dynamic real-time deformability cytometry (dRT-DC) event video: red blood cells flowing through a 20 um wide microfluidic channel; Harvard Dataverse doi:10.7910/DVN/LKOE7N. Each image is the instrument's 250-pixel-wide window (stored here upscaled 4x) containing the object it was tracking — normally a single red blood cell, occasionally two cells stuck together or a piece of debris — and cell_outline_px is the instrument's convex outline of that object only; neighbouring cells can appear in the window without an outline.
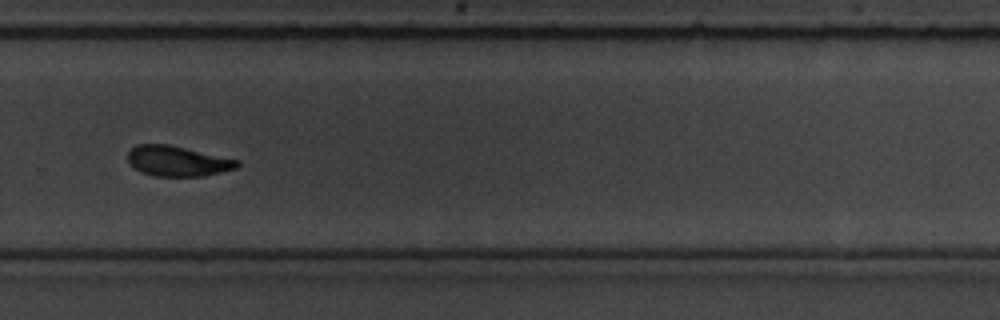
{"species": "common noctule bat (a hibernating species)", "species_latin": "Nyctalus noctula", "temperature_condition": "room temperature", "stored_images_in_passage": 45, "camera_frame_rate_fps": 3000, "um_per_image_px": 0.085, "animal": {"sex": "male", "body_mass_g": 19.5, "forearm_length_mm": 54.6}, "frame": {"image": 1, "passage_image": 26, "time_ms": 8.333, "image_size_px": [1000, 320], "cell_outline_px": [[240, 164], [236, 168], [204, 176], [152, 176], [140, 172], [128, 160], [128, 152], [136, 144], [168, 144], [240, 160]], "centroid_in_image_um": [15.1, 13.69], "position_along_channel_um": 314.7, "area_um2": 19.25}}
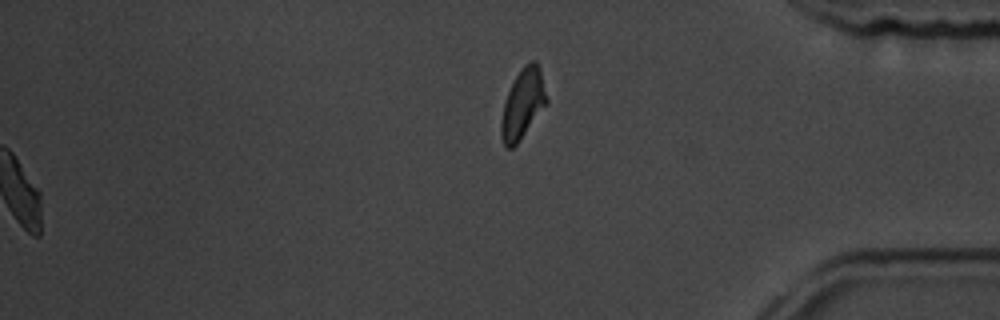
{"frame": {"image": 2, "passage_image": 45, "time_ms": 14.667, "image_size_px": [1000, 320], "cell_outline_px": [[548, 104], [516, 144], [512, 148], [508, 148], [504, 144], [500, 132], [500, 120], [504, 104], [508, 92], [516, 76], [524, 64], [532, 60], [536, 60], [540, 68], [548, 100]], "centroid_in_image_um": [44.45, 8.81], "position_along_channel_um": 390.7, "area_um2": 18.38}, "authors_computed_cell_mechanics": {"area_um2": 19.652, "velocity_mm_per_s": 3.5261, "shape_relaxation_time_tau1_ms": 2.8965, "shape_relaxation_time_tau2_ms": 2.8653, "deformation_change_tau1": 0.1224, "deformation_change_tau2": 0.0921}}